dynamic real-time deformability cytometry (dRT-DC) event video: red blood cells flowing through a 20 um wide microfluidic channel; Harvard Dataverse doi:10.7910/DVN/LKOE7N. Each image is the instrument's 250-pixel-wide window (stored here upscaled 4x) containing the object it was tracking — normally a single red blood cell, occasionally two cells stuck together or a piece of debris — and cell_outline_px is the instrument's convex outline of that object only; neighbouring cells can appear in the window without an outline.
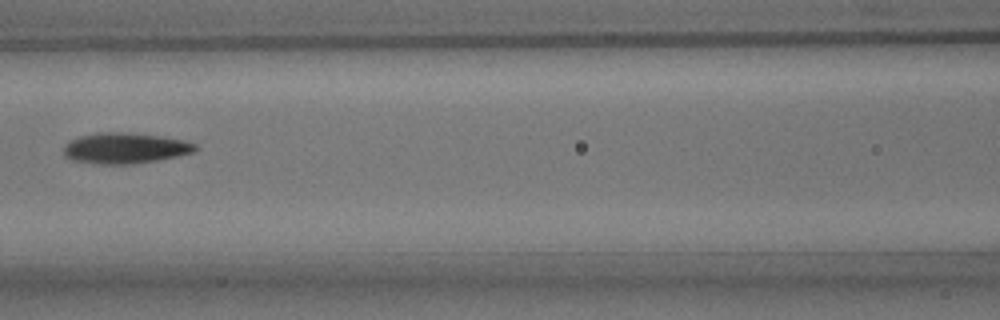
{"species": "common noctule bat (a hibernating species)", "species_latin": "Nyctalus noctula", "temperature_condition": "room temperature", "stored_images_in_passage": 3, "camera_frame_rate_fps": 3000, "um_per_image_px": 0.085, "animal": {"sex": "male", "body_mass_g": 15.6}, "frame": {"image": 1, "passage_image": 3, "time_ms": 2.333, "image_size_px": [1000, 320], "cell_outline_px": [[196, 148], [192, 152], [176, 156], [136, 164], [92, 164], [72, 160], [64, 156], [64, 144], [68, 140], [80, 136], [104, 132], [120, 132], [160, 136], [184, 140], [196, 144]], "centroid_in_image_um": [10.56, 12.6], "position_along_channel_um": 156.0, "area_um2": 23.52}}